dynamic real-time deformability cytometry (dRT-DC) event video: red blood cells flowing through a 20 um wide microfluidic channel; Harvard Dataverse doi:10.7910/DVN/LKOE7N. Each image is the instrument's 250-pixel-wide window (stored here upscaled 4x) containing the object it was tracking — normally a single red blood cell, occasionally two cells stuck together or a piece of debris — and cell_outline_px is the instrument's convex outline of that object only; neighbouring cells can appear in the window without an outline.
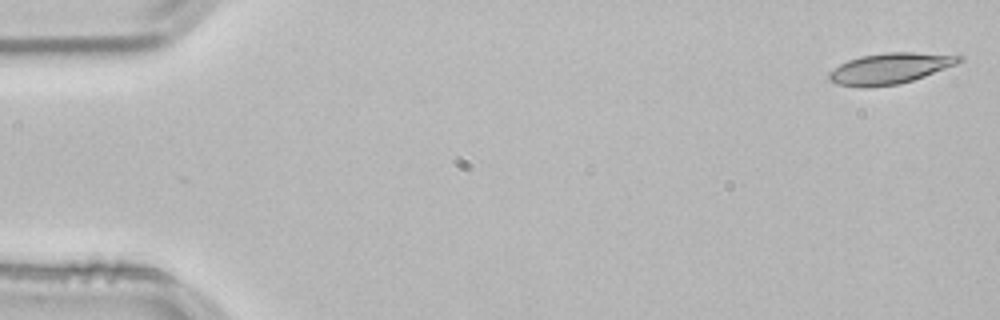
{"species": "common noctule bat (a hibernating species)", "species_latin": "Nyctalus noctula", "temperature_condition": "room temperature", "stored_images_in_passage": 52, "camera_frame_rate_fps": 3000, "um_per_image_px": 0.085, "animal": {"sex": "male", "body_mass_g": 21.5, "forearm_length_mm": 52.0}, "frame": {"image": 1, "passage_image": 1, "time_ms": 0.0, "image_size_px": [1000, 320], "cell_outline_px": [[964, 60], [956, 64], [924, 76], [900, 84], [864, 88], [860, 88], [836, 84], [828, 80], [828, 72], [840, 64], [848, 60], [860, 56], [884, 52], [912, 52], [964, 56]], "centroid_in_image_um": [75.59, 5.82], "position_along_channel_um": 9.4, "area_um2": 23.52}}
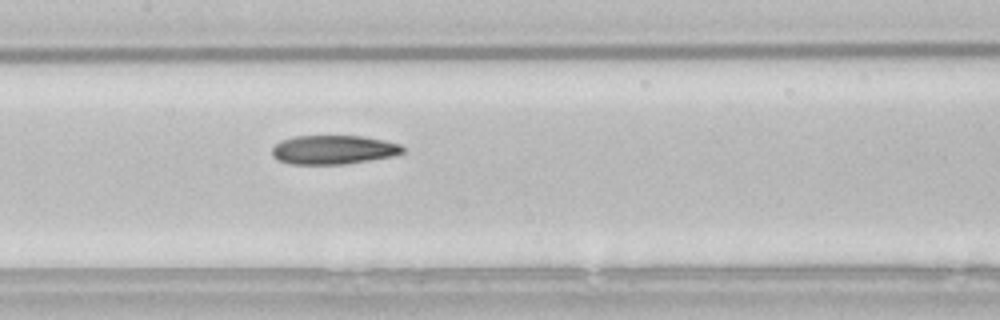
{"frame": {"image": 2, "passage_image": 25, "time_ms": 8.0, "image_size_px": [1000, 320], "cell_outline_px": [[404, 152], [392, 156], [344, 164], [288, 164], [276, 160], [272, 156], [272, 148], [276, 144], [284, 140], [296, 136], [364, 136], [384, 140], [400, 144], [404, 148]], "centroid_in_image_um": [28.33, 12.73], "position_along_channel_um": 179.1, "area_um2": 22.02}}
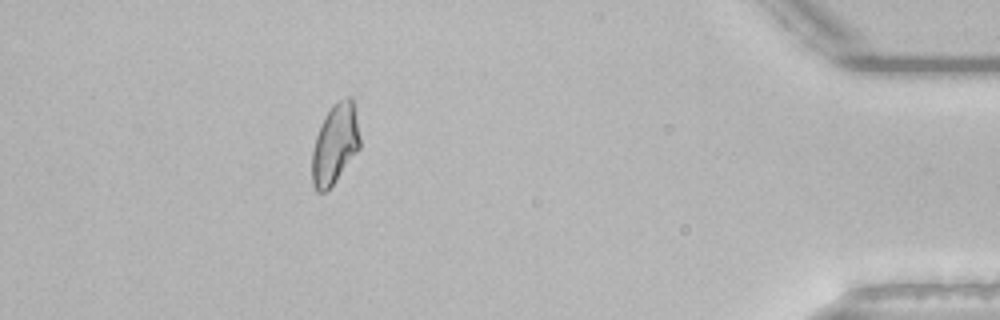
{"frame": {"image": 3, "passage_image": 47, "time_ms": 15.333, "image_size_px": [1000, 320], "cell_outline_px": [[360, 148], [336, 180], [324, 192], [316, 192], [312, 184], [312, 152], [316, 136], [320, 124], [324, 116], [332, 104], [336, 100], [348, 96], [352, 96], [356, 112], [360, 140]], "centroid_in_image_um": [28.47, 12.2], "position_along_channel_um": 406.7, "area_um2": 22.48}, "authors_computed_cell_mechanics": {"area_um2": 22.7732, "velocity_mm_per_s": 3.8326, "shape_relaxation_time_tau1_ms": null, "shape_relaxation_time_tau2_ms": 8.9749, "deformation_change_tau1": null, "deformation_change_tau2": 0.1719}}